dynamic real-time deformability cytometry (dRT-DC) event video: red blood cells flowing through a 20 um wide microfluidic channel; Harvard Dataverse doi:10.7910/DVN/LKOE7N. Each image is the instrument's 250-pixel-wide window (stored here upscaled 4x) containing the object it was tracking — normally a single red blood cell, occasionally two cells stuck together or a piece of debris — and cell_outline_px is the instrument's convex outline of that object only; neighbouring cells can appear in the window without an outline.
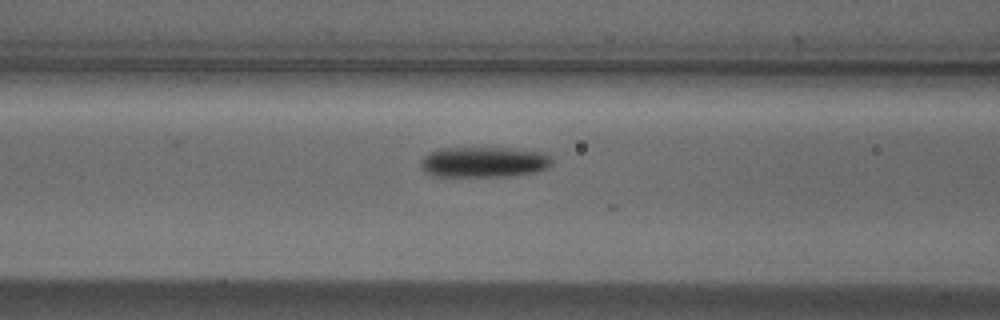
{"species": "Egyptian fruit bat (a non-hibernating species)", "species_latin": "Rousettus aegyptiacus", "temperature_condition": "cold", "stored_images_in_passage": 19, "camera_frame_rate_fps": 3000, "um_per_image_px": 0.085, "animal": {"sex": "male"}, "frame": {"image": 1, "passage_image": 17, "time_ms": 5.333, "image_size_px": [1000, 320], "cell_outline_px": [[552, 164], [548, 168], [532, 172], [508, 176], [432, 176], [424, 172], [420, 168], [420, 160], [428, 152], [440, 148], [516, 148], [544, 152], [552, 160]], "centroid_in_image_um": [41.09, 13.76], "position_along_channel_um": 125.5, "area_um2": 23.58}}